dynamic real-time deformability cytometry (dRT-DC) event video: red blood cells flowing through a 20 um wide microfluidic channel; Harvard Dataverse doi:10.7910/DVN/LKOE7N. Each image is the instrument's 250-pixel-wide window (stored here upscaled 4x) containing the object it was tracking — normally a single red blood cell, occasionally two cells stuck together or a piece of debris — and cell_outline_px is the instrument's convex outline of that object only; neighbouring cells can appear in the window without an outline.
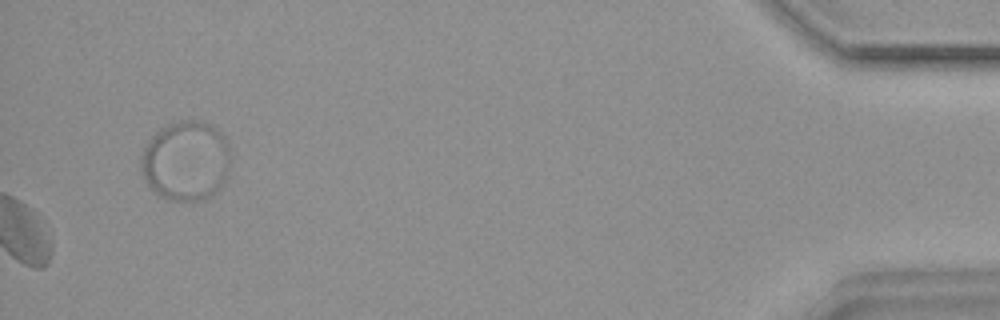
{"species": "common noctule bat (a hibernating species)", "species_latin": "Nyctalus noctula", "temperature_condition": "warm", "stored_images_in_passage": 55, "segment_of_instrument_passage": [2, 2], "camera_frame_rate_fps": 3000, "um_per_image_px": 0.085, "animal": {"sex": "female", "body_mass_g": 18.4}, "frame": {"image": 1, "passage_image": 55, "time_ms": 18.0, "image_size_px": [1000, 320], "cell_outline_px": [[232, 160], [228, 176], [212, 196], [200, 200], [168, 200], [160, 196], [148, 184], [140, 172], [140, 156], [148, 140], [160, 128], [176, 120], [204, 120], [212, 124], [224, 136], [228, 144]], "centroid_in_image_um": [15.82, 13.64], "position_along_channel_um": 419.4, "area_um2": 42.43}}